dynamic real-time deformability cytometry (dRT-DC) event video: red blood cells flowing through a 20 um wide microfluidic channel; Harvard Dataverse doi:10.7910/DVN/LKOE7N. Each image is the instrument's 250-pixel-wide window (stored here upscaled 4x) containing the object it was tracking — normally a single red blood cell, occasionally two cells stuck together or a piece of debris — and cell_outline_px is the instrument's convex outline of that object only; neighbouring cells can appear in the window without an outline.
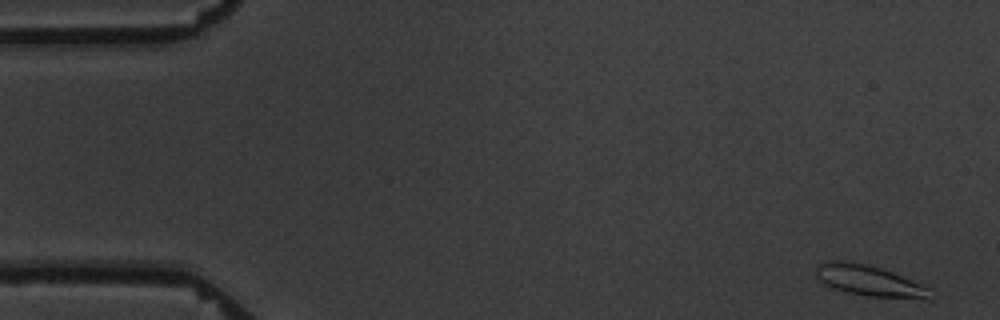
{"species": "common noctule bat (a hibernating species)", "species_latin": "Nyctalus noctula", "temperature_condition": "warm", "stored_images_in_passage": 5, "camera_frame_rate_fps": 3000, "um_per_image_px": 0.085, "animal": {"sex": "male", "body_mass_g": 19.5, "forearm_length_mm": 54.6}, "frame": {"image": 1, "passage_image": 1, "time_ms": 0.0, "image_size_px": [1000, 320], "cell_outline_px": [[928, 288], [924, 296], [864, 296], [848, 292], [824, 284], [816, 276], [816, 268], [824, 260], [840, 260], [868, 264], [892, 272], [920, 284]], "centroid_in_image_um": [73.66, 23.78], "position_along_channel_um": 11.3, "area_um2": 19.31}}
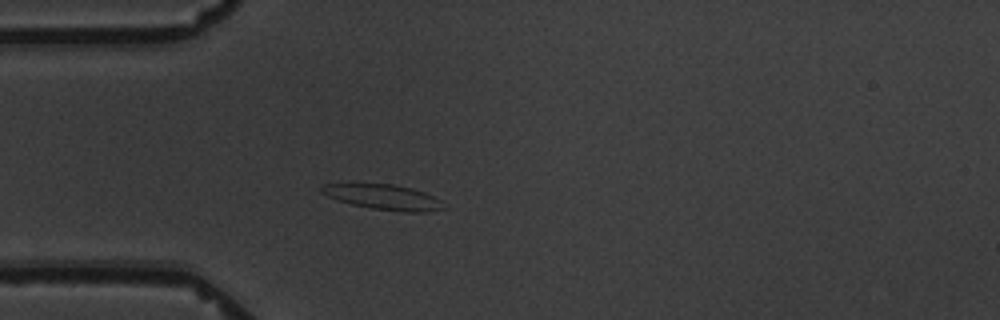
{"frame": {"image": 2, "passage_image": 5, "time_ms": 4.667, "image_size_px": [1000, 320], "cell_outline_px": [[448, 208], [428, 212], [400, 212], [372, 208], [352, 204], [336, 200], [320, 192], [320, 188], [324, 184], [396, 184], [412, 188], [424, 192], [440, 200]], "centroid_in_image_um": [32.64, 16.76], "position_along_channel_um": 52.4, "area_um2": 17.98}}